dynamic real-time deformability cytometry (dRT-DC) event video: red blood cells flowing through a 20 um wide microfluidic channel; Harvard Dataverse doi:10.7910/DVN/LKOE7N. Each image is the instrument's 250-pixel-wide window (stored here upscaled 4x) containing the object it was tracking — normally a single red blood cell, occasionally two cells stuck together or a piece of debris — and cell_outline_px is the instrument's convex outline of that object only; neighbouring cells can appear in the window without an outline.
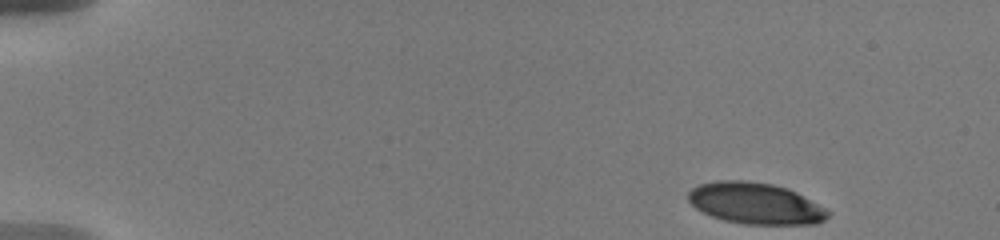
{"species": "human", "species_latin": "Homo sapiens", "temperature_condition": "warm", "stored_images_in_passage": 11, "camera_frame_rate_fps": 3000, "um_per_image_px": 0.085, "donor": {"sex": "male"}, "frame": {"image": 1, "passage_image": 1, "time_ms": 0.0, "image_size_px": [1000, 240], "cell_outline_px": [[832, 212], [824, 220], [816, 224], [744, 224], [724, 220], [712, 216], [696, 208], [688, 200], [688, 192], [692, 188], [700, 184], [716, 180], [744, 180], [772, 184], [788, 188], [796, 192]], "centroid_in_image_um": [64.21, 17.28], "position_along_channel_um": 20.8, "area_um2": 33.58}}